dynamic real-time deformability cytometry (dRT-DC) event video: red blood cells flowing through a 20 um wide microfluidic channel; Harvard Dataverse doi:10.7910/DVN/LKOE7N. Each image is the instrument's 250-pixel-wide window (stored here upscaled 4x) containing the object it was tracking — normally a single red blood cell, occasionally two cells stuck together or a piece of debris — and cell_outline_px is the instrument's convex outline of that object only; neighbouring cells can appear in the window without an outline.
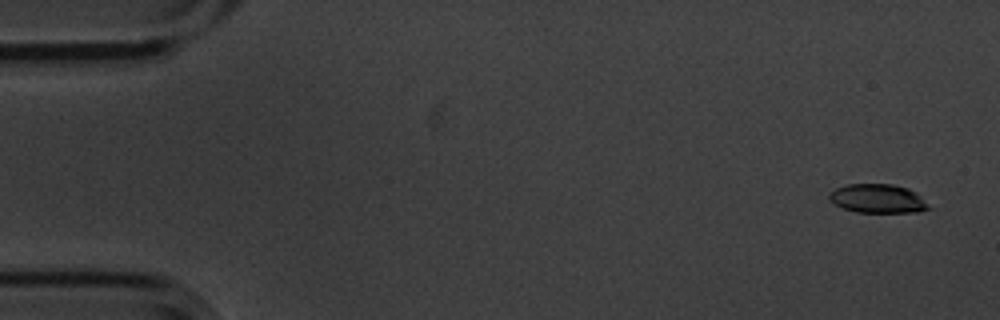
{"species": "common noctule bat (a hibernating species)", "species_latin": "Nyctalus noctula", "temperature_condition": "cold", "stored_images_in_passage": 4, "camera_frame_rate_fps": 3000, "um_per_image_px": 0.085, "animal": {"sex": "male", "body_mass_g": 20.1, "forearm_length_mm": 53.5}, "frame": {"image": 1, "passage_image": 1, "time_ms": 0.0, "image_size_px": [1000, 320], "cell_outline_px": [[932, 208], [916, 212], [856, 212], [844, 208], [836, 204], [828, 196], [836, 188], [848, 184], [892, 184], [908, 188], [916, 192]], "centroid_in_image_um": [74.65, 16.88], "position_along_channel_um": 10.3, "area_um2": 16.53}}
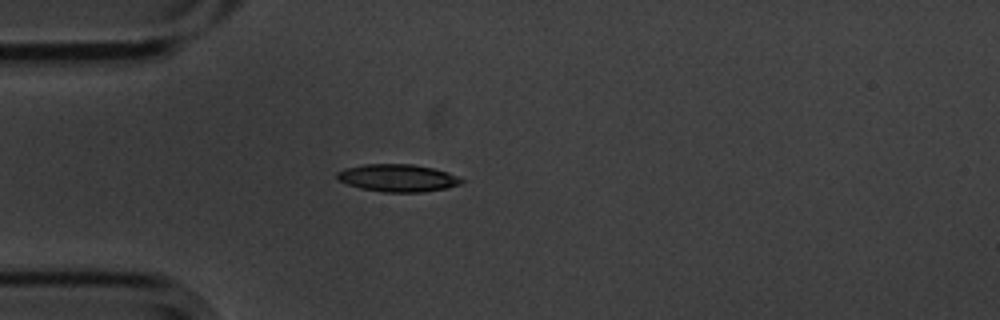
{"frame": {"image": 2, "passage_image": 4, "time_ms": 1.0, "image_size_px": [1000, 320], "cell_outline_px": [[464, 180], [460, 184], [448, 188], [424, 192], [384, 192], [360, 188], [336, 180], [336, 172], [344, 168], [364, 164], [412, 164], [432, 168], [448, 172]], "centroid_in_image_um": [33.77, 15.13], "position_along_channel_um": 51.2, "area_um2": 20.0}}